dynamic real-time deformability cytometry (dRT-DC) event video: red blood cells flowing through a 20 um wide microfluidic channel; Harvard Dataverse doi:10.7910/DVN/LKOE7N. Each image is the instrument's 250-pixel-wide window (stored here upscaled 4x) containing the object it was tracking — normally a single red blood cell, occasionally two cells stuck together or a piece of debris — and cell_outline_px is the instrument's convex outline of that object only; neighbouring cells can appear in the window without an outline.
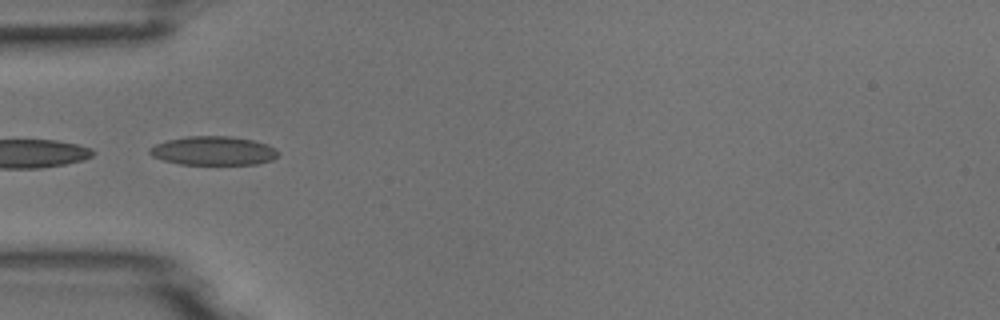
{"species": "common noctule bat (a hibernating species)", "species_latin": "Nyctalus noctula", "temperature_condition": "room temperature", "stored_images_in_passage": 6, "camera_frame_rate_fps": 3000, "um_per_image_px": 0.085, "animal": {"sex": "male", "body_mass_g": 18.8}, "frame": {"image": 1, "passage_image": 4, "time_ms": 1.0, "image_size_px": [1000, 320], "cell_outline_px": [[280, 156], [272, 160], [256, 164], [180, 164], [164, 160], [152, 156], [148, 152], [148, 148], [156, 144], [168, 140], [188, 136], [232, 136], [252, 140], [268, 144], [276, 148], [280, 152]], "centroid_in_image_um": [18.18, 12.81], "position_along_channel_um": 66.8, "area_um2": 21.73}}